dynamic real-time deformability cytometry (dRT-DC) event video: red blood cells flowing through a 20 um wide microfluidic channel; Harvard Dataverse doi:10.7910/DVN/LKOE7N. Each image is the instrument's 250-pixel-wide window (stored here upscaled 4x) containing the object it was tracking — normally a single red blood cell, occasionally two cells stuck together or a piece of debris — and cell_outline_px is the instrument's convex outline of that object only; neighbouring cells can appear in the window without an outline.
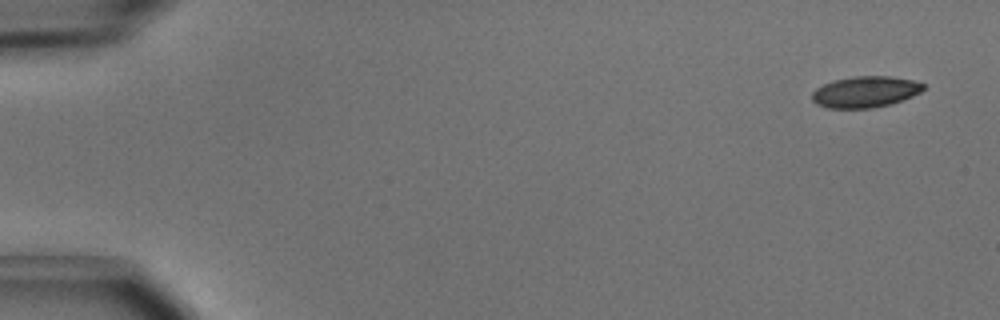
{"species": "common noctule bat (a hibernating species)", "species_latin": "Nyctalus noctula", "temperature_condition": "cold", "stored_images_in_passage": 4, "camera_frame_rate_fps": 3000, "um_per_image_px": 0.085, "animal": {"sex": "male", "body_mass_g": 15.6}, "frame": {"image": 1, "passage_image": 1, "time_ms": 0.0, "image_size_px": [1000, 320], "cell_outline_px": [[924, 88], [920, 92], [912, 96], [888, 104], [872, 108], [828, 108], [816, 104], [812, 100], [812, 92], [816, 88], [824, 84], [836, 80], [852, 76], [888, 76], [912, 80], [924, 84]], "centroid_in_image_um": [73.51, 7.81], "position_along_channel_um": 11.5, "area_um2": 20.0}}
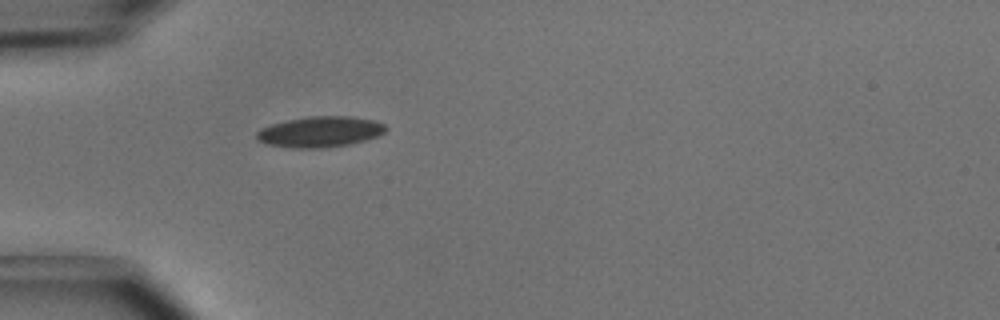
{"frame": {"image": 2, "passage_image": 4, "time_ms": 1.0, "image_size_px": [1000, 320], "cell_outline_px": [[388, 128], [380, 136], [348, 144], [324, 148], [292, 148], [268, 144], [256, 140], [256, 132], [260, 128], [272, 124], [288, 120], [308, 116], [352, 116], [372, 120], [384, 124]], "centroid_in_image_um": [27.2, 11.2], "position_along_channel_um": 57.8, "area_um2": 23.18}}